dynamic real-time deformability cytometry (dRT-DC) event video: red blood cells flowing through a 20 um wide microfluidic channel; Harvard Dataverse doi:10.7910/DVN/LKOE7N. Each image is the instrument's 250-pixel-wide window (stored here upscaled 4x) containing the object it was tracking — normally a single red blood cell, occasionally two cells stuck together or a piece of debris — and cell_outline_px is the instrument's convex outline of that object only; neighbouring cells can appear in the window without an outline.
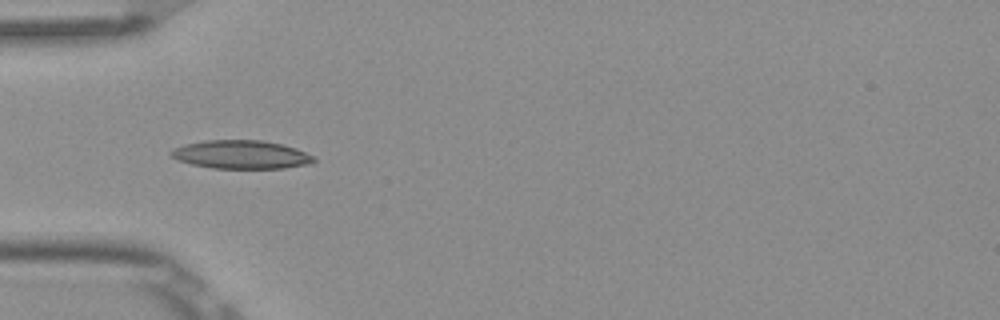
{"species": "Egyptian fruit bat (a non-hibernating species)", "species_latin": "Rousettus aegyptiacus", "temperature_condition": "room temperature", "stored_images_in_passage": 7, "camera_frame_rate_fps": 3000, "um_per_image_px": 0.085, "frame": {"image": 1, "passage_image": 4, "time_ms": 1.0, "image_size_px": [1000, 320], "cell_outline_px": [[316, 160], [312, 164], [284, 168], [212, 168], [192, 164], [176, 160], [168, 156], [168, 152], [172, 148], [184, 144], [204, 140], [264, 140], [296, 148], [312, 156]], "centroid_in_image_um": [20.43, 13.13], "position_along_channel_um": 64.6, "area_um2": 23.87}}
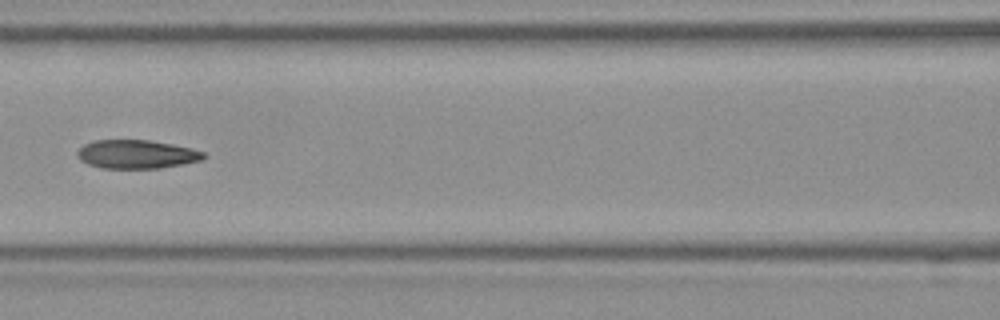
{"frame": {"image": 2, "passage_image": 6, "time_ms": 1.667, "image_size_px": [1000, 320], "cell_outline_px": [[208, 156], [200, 160], [184, 164], [160, 168], [100, 168], [88, 164], [80, 160], [76, 156], [76, 152], [84, 144], [96, 140], [148, 140], [172, 144], [192, 148], [204, 152]], "centroid_in_image_um": [11.61, 13.11], "position_along_channel_um": 155.0, "area_um2": 21.15}}
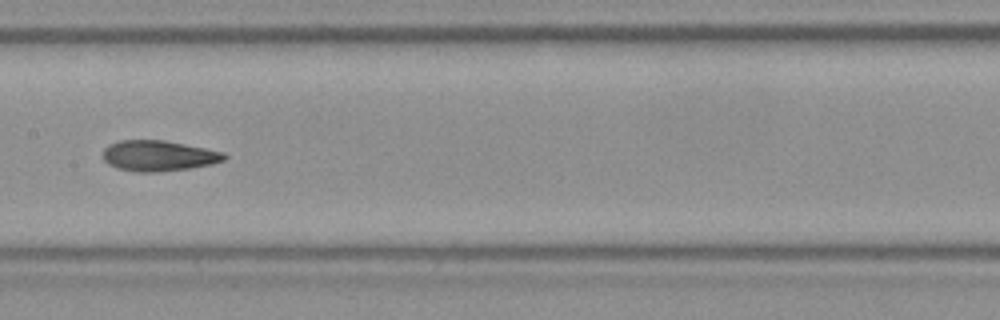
{"frame": {"image": 3, "passage_image": 7, "time_ms": 2.0, "image_size_px": [1000, 320], "cell_outline_px": [[228, 156], [224, 160], [212, 164], [192, 168], [160, 172], [136, 172], [116, 168], [108, 164], [104, 160], [104, 148], [108, 144], [120, 140], [164, 140], [224, 152]], "centroid_in_image_um": [13.47, 13.25], "position_along_channel_um": 193.9, "area_um2": 21.79}}